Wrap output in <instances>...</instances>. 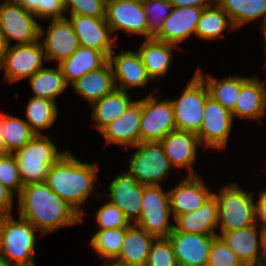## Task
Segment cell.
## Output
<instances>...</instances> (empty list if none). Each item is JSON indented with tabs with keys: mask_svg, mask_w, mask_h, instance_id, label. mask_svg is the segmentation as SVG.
Segmentation results:
<instances>
[{
	"mask_svg": "<svg viewBox=\"0 0 266 266\" xmlns=\"http://www.w3.org/2000/svg\"><path fill=\"white\" fill-rule=\"evenodd\" d=\"M0 266H12V265L0 254Z\"/></svg>",
	"mask_w": 266,
	"mask_h": 266,
	"instance_id": "51",
	"label": "cell"
},
{
	"mask_svg": "<svg viewBox=\"0 0 266 266\" xmlns=\"http://www.w3.org/2000/svg\"><path fill=\"white\" fill-rule=\"evenodd\" d=\"M160 143L173 167L187 169L188 176L198 175L192 166L196 162L197 147L201 146L197 134L175 130L168 133Z\"/></svg>",
	"mask_w": 266,
	"mask_h": 266,
	"instance_id": "22",
	"label": "cell"
},
{
	"mask_svg": "<svg viewBox=\"0 0 266 266\" xmlns=\"http://www.w3.org/2000/svg\"><path fill=\"white\" fill-rule=\"evenodd\" d=\"M36 231L23 218L0 215V254L12 266H35Z\"/></svg>",
	"mask_w": 266,
	"mask_h": 266,
	"instance_id": "3",
	"label": "cell"
},
{
	"mask_svg": "<svg viewBox=\"0 0 266 266\" xmlns=\"http://www.w3.org/2000/svg\"><path fill=\"white\" fill-rule=\"evenodd\" d=\"M130 157L128 172L144 186L161 185L173 166L160 142H141Z\"/></svg>",
	"mask_w": 266,
	"mask_h": 266,
	"instance_id": "7",
	"label": "cell"
},
{
	"mask_svg": "<svg viewBox=\"0 0 266 266\" xmlns=\"http://www.w3.org/2000/svg\"><path fill=\"white\" fill-rule=\"evenodd\" d=\"M69 20L82 47L101 51L108 58L116 42L105 18L70 15Z\"/></svg>",
	"mask_w": 266,
	"mask_h": 266,
	"instance_id": "17",
	"label": "cell"
},
{
	"mask_svg": "<svg viewBox=\"0 0 266 266\" xmlns=\"http://www.w3.org/2000/svg\"><path fill=\"white\" fill-rule=\"evenodd\" d=\"M35 13L27 10L20 3L3 2L0 5V28L8 46L11 40L16 44H30L40 39V24Z\"/></svg>",
	"mask_w": 266,
	"mask_h": 266,
	"instance_id": "9",
	"label": "cell"
},
{
	"mask_svg": "<svg viewBox=\"0 0 266 266\" xmlns=\"http://www.w3.org/2000/svg\"><path fill=\"white\" fill-rule=\"evenodd\" d=\"M71 86L74 88V92L84 98L89 105L111 94L116 89L112 69L108 61L99 69L83 75Z\"/></svg>",
	"mask_w": 266,
	"mask_h": 266,
	"instance_id": "27",
	"label": "cell"
},
{
	"mask_svg": "<svg viewBox=\"0 0 266 266\" xmlns=\"http://www.w3.org/2000/svg\"><path fill=\"white\" fill-rule=\"evenodd\" d=\"M110 202L118 206L131 224L140 216L143 185L129 173L118 174L109 184Z\"/></svg>",
	"mask_w": 266,
	"mask_h": 266,
	"instance_id": "20",
	"label": "cell"
},
{
	"mask_svg": "<svg viewBox=\"0 0 266 266\" xmlns=\"http://www.w3.org/2000/svg\"><path fill=\"white\" fill-rule=\"evenodd\" d=\"M255 202V222L261 221L259 227H266V189L259 191V198Z\"/></svg>",
	"mask_w": 266,
	"mask_h": 266,
	"instance_id": "46",
	"label": "cell"
},
{
	"mask_svg": "<svg viewBox=\"0 0 266 266\" xmlns=\"http://www.w3.org/2000/svg\"><path fill=\"white\" fill-rule=\"evenodd\" d=\"M57 148L49 136L36 134L14 153L23 186L45 182L49 168L67 151L59 152Z\"/></svg>",
	"mask_w": 266,
	"mask_h": 266,
	"instance_id": "5",
	"label": "cell"
},
{
	"mask_svg": "<svg viewBox=\"0 0 266 266\" xmlns=\"http://www.w3.org/2000/svg\"><path fill=\"white\" fill-rule=\"evenodd\" d=\"M203 10L204 8L196 6L173 7L162 24L161 32L154 39L179 46L183 40L195 35Z\"/></svg>",
	"mask_w": 266,
	"mask_h": 266,
	"instance_id": "21",
	"label": "cell"
},
{
	"mask_svg": "<svg viewBox=\"0 0 266 266\" xmlns=\"http://www.w3.org/2000/svg\"><path fill=\"white\" fill-rule=\"evenodd\" d=\"M260 235H261V249L262 255L264 257V261L266 262V227H260Z\"/></svg>",
	"mask_w": 266,
	"mask_h": 266,
	"instance_id": "50",
	"label": "cell"
},
{
	"mask_svg": "<svg viewBox=\"0 0 266 266\" xmlns=\"http://www.w3.org/2000/svg\"><path fill=\"white\" fill-rule=\"evenodd\" d=\"M18 212L20 218L40 230L41 236L81 223V215L45 182L30 183L22 187L18 196Z\"/></svg>",
	"mask_w": 266,
	"mask_h": 266,
	"instance_id": "1",
	"label": "cell"
},
{
	"mask_svg": "<svg viewBox=\"0 0 266 266\" xmlns=\"http://www.w3.org/2000/svg\"><path fill=\"white\" fill-rule=\"evenodd\" d=\"M126 228L98 229L90 239V246L102 259L115 261L120 253L125 238Z\"/></svg>",
	"mask_w": 266,
	"mask_h": 266,
	"instance_id": "36",
	"label": "cell"
},
{
	"mask_svg": "<svg viewBox=\"0 0 266 266\" xmlns=\"http://www.w3.org/2000/svg\"><path fill=\"white\" fill-rule=\"evenodd\" d=\"M8 49V44L7 41L5 39V35L3 34L1 28H0V71H1V66L3 63V60L5 58V54L7 52Z\"/></svg>",
	"mask_w": 266,
	"mask_h": 266,
	"instance_id": "48",
	"label": "cell"
},
{
	"mask_svg": "<svg viewBox=\"0 0 266 266\" xmlns=\"http://www.w3.org/2000/svg\"><path fill=\"white\" fill-rule=\"evenodd\" d=\"M47 33V34H46ZM47 61H57L58 65L69 58L81 45L74 31L73 25L66 17L51 19L45 32L40 26V40Z\"/></svg>",
	"mask_w": 266,
	"mask_h": 266,
	"instance_id": "14",
	"label": "cell"
},
{
	"mask_svg": "<svg viewBox=\"0 0 266 266\" xmlns=\"http://www.w3.org/2000/svg\"><path fill=\"white\" fill-rule=\"evenodd\" d=\"M145 266H179L168 237L155 238Z\"/></svg>",
	"mask_w": 266,
	"mask_h": 266,
	"instance_id": "40",
	"label": "cell"
},
{
	"mask_svg": "<svg viewBox=\"0 0 266 266\" xmlns=\"http://www.w3.org/2000/svg\"><path fill=\"white\" fill-rule=\"evenodd\" d=\"M171 214L168 191H163L161 185H143L141 213L134 225L156 238L168 237L174 229L169 223Z\"/></svg>",
	"mask_w": 266,
	"mask_h": 266,
	"instance_id": "8",
	"label": "cell"
},
{
	"mask_svg": "<svg viewBox=\"0 0 266 266\" xmlns=\"http://www.w3.org/2000/svg\"><path fill=\"white\" fill-rule=\"evenodd\" d=\"M42 40L30 44H14L8 46L1 69H4L6 79L14 83L32 77L37 71L44 68L46 60L45 52L41 44Z\"/></svg>",
	"mask_w": 266,
	"mask_h": 266,
	"instance_id": "11",
	"label": "cell"
},
{
	"mask_svg": "<svg viewBox=\"0 0 266 266\" xmlns=\"http://www.w3.org/2000/svg\"><path fill=\"white\" fill-rule=\"evenodd\" d=\"M107 61L108 58L101 51L80 46L59 66L62 69L66 84L71 86L83 75L99 69Z\"/></svg>",
	"mask_w": 266,
	"mask_h": 266,
	"instance_id": "29",
	"label": "cell"
},
{
	"mask_svg": "<svg viewBox=\"0 0 266 266\" xmlns=\"http://www.w3.org/2000/svg\"><path fill=\"white\" fill-rule=\"evenodd\" d=\"M28 79L34 92V97L47 98L54 102H56L55 98L68 87L59 65L57 69L44 67Z\"/></svg>",
	"mask_w": 266,
	"mask_h": 266,
	"instance_id": "33",
	"label": "cell"
},
{
	"mask_svg": "<svg viewBox=\"0 0 266 266\" xmlns=\"http://www.w3.org/2000/svg\"><path fill=\"white\" fill-rule=\"evenodd\" d=\"M213 195L218 206V236L224 231L248 228L256 224L253 192L245 191L238 183L231 182Z\"/></svg>",
	"mask_w": 266,
	"mask_h": 266,
	"instance_id": "4",
	"label": "cell"
},
{
	"mask_svg": "<svg viewBox=\"0 0 266 266\" xmlns=\"http://www.w3.org/2000/svg\"><path fill=\"white\" fill-rule=\"evenodd\" d=\"M134 102L131 94L126 91L115 89L111 94L93 102L91 118L95 127L100 132L105 126L120 117Z\"/></svg>",
	"mask_w": 266,
	"mask_h": 266,
	"instance_id": "30",
	"label": "cell"
},
{
	"mask_svg": "<svg viewBox=\"0 0 266 266\" xmlns=\"http://www.w3.org/2000/svg\"><path fill=\"white\" fill-rule=\"evenodd\" d=\"M168 193L173 218L199 209L213 195L199 175H187Z\"/></svg>",
	"mask_w": 266,
	"mask_h": 266,
	"instance_id": "19",
	"label": "cell"
},
{
	"mask_svg": "<svg viewBox=\"0 0 266 266\" xmlns=\"http://www.w3.org/2000/svg\"><path fill=\"white\" fill-rule=\"evenodd\" d=\"M113 53L114 51L109 54L108 62L112 69L116 89L127 92L131 88L145 87L148 82L152 81L137 50Z\"/></svg>",
	"mask_w": 266,
	"mask_h": 266,
	"instance_id": "16",
	"label": "cell"
},
{
	"mask_svg": "<svg viewBox=\"0 0 266 266\" xmlns=\"http://www.w3.org/2000/svg\"><path fill=\"white\" fill-rule=\"evenodd\" d=\"M217 4L236 29L261 17V28L266 26V0H217Z\"/></svg>",
	"mask_w": 266,
	"mask_h": 266,
	"instance_id": "32",
	"label": "cell"
},
{
	"mask_svg": "<svg viewBox=\"0 0 266 266\" xmlns=\"http://www.w3.org/2000/svg\"><path fill=\"white\" fill-rule=\"evenodd\" d=\"M142 4L147 18V39L155 38L173 6L169 0H142Z\"/></svg>",
	"mask_w": 266,
	"mask_h": 266,
	"instance_id": "38",
	"label": "cell"
},
{
	"mask_svg": "<svg viewBox=\"0 0 266 266\" xmlns=\"http://www.w3.org/2000/svg\"><path fill=\"white\" fill-rule=\"evenodd\" d=\"M3 2H14V3H20L21 0H5Z\"/></svg>",
	"mask_w": 266,
	"mask_h": 266,
	"instance_id": "53",
	"label": "cell"
},
{
	"mask_svg": "<svg viewBox=\"0 0 266 266\" xmlns=\"http://www.w3.org/2000/svg\"><path fill=\"white\" fill-rule=\"evenodd\" d=\"M27 124L36 134L49 129L56 122L58 108L56 102L41 97L32 96L26 107Z\"/></svg>",
	"mask_w": 266,
	"mask_h": 266,
	"instance_id": "35",
	"label": "cell"
},
{
	"mask_svg": "<svg viewBox=\"0 0 266 266\" xmlns=\"http://www.w3.org/2000/svg\"><path fill=\"white\" fill-rule=\"evenodd\" d=\"M0 183L13 194L21 193L22 181L20 178L18 162L14 154H0Z\"/></svg>",
	"mask_w": 266,
	"mask_h": 266,
	"instance_id": "39",
	"label": "cell"
},
{
	"mask_svg": "<svg viewBox=\"0 0 266 266\" xmlns=\"http://www.w3.org/2000/svg\"><path fill=\"white\" fill-rule=\"evenodd\" d=\"M266 110V86L257 76H251L238 95L233 117L261 120Z\"/></svg>",
	"mask_w": 266,
	"mask_h": 266,
	"instance_id": "24",
	"label": "cell"
},
{
	"mask_svg": "<svg viewBox=\"0 0 266 266\" xmlns=\"http://www.w3.org/2000/svg\"><path fill=\"white\" fill-rule=\"evenodd\" d=\"M141 117L142 99L135 100L120 117L100 131L106 144L122 145L126 149L140 144Z\"/></svg>",
	"mask_w": 266,
	"mask_h": 266,
	"instance_id": "18",
	"label": "cell"
},
{
	"mask_svg": "<svg viewBox=\"0 0 266 266\" xmlns=\"http://www.w3.org/2000/svg\"><path fill=\"white\" fill-rule=\"evenodd\" d=\"M207 266H244L236 253L220 237L213 239Z\"/></svg>",
	"mask_w": 266,
	"mask_h": 266,
	"instance_id": "43",
	"label": "cell"
},
{
	"mask_svg": "<svg viewBox=\"0 0 266 266\" xmlns=\"http://www.w3.org/2000/svg\"><path fill=\"white\" fill-rule=\"evenodd\" d=\"M169 1L173 7L196 6V7L206 8L217 3V0H169Z\"/></svg>",
	"mask_w": 266,
	"mask_h": 266,
	"instance_id": "47",
	"label": "cell"
},
{
	"mask_svg": "<svg viewBox=\"0 0 266 266\" xmlns=\"http://www.w3.org/2000/svg\"><path fill=\"white\" fill-rule=\"evenodd\" d=\"M3 134L5 151L10 154H14L21 149L36 135L26 120L7 115V113L4 114Z\"/></svg>",
	"mask_w": 266,
	"mask_h": 266,
	"instance_id": "37",
	"label": "cell"
},
{
	"mask_svg": "<svg viewBox=\"0 0 266 266\" xmlns=\"http://www.w3.org/2000/svg\"><path fill=\"white\" fill-rule=\"evenodd\" d=\"M196 73L206 83L210 97L221 104L223 107L232 112L235 109L236 101L241 90V86L250 78L239 75L228 76L223 79H217L211 75L206 78L200 68H197Z\"/></svg>",
	"mask_w": 266,
	"mask_h": 266,
	"instance_id": "31",
	"label": "cell"
},
{
	"mask_svg": "<svg viewBox=\"0 0 266 266\" xmlns=\"http://www.w3.org/2000/svg\"><path fill=\"white\" fill-rule=\"evenodd\" d=\"M174 229L179 232L196 234H217L218 206L214 195L197 210L174 218Z\"/></svg>",
	"mask_w": 266,
	"mask_h": 266,
	"instance_id": "25",
	"label": "cell"
},
{
	"mask_svg": "<svg viewBox=\"0 0 266 266\" xmlns=\"http://www.w3.org/2000/svg\"><path fill=\"white\" fill-rule=\"evenodd\" d=\"M257 226L255 224L248 228L224 231L220 235L244 266H262L265 263Z\"/></svg>",
	"mask_w": 266,
	"mask_h": 266,
	"instance_id": "23",
	"label": "cell"
},
{
	"mask_svg": "<svg viewBox=\"0 0 266 266\" xmlns=\"http://www.w3.org/2000/svg\"><path fill=\"white\" fill-rule=\"evenodd\" d=\"M227 27L235 29L228 14L216 3L204 8L195 35L204 40H217Z\"/></svg>",
	"mask_w": 266,
	"mask_h": 266,
	"instance_id": "34",
	"label": "cell"
},
{
	"mask_svg": "<svg viewBox=\"0 0 266 266\" xmlns=\"http://www.w3.org/2000/svg\"><path fill=\"white\" fill-rule=\"evenodd\" d=\"M155 236L131 224L126 228L121 253L114 261L124 266H145Z\"/></svg>",
	"mask_w": 266,
	"mask_h": 266,
	"instance_id": "26",
	"label": "cell"
},
{
	"mask_svg": "<svg viewBox=\"0 0 266 266\" xmlns=\"http://www.w3.org/2000/svg\"><path fill=\"white\" fill-rule=\"evenodd\" d=\"M64 13L105 18L106 0H63Z\"/></svg>",
	"mask_w": 266,
	"mask_h": 266,
	"instance_id": "44",
	"label": "cell"
},
{
	"mask_svg": "<svg viewBox=\"0 0 266 266\" xmlns=\"http://www.w3.org/2000/svg\"><path fill=\"white\" fill-rule=\"evenodd\" d=\"M209 96L206 83L195 72L181 96L171 100L177 130L199 133L205 102Z\"/></svg>",
	"mask_w": 266,
	"mask_h": 266,
	"instance_id": "6",
	"label": "cell"
},
{
	"mask_svg": "<svg viewBox=\"0 0 266 266\" xmlns=\"http://www.w3.org/2000/svg\"><path fill=\"white\" fill-rule=\"evenodd\" d=\"M217 234L179 232L168 235L179 266H207L210 248Z\"/></svg>",
	"mask_w": 266,
	"mask_h": 266,
	"instance_id": "15",
	"label": "cell"
},
{
	"mask_svg": "<svg viewBox=\"0 0 266 266\" xmlns=\"http://www.w3.org/2000/svg\"><path fill=\"white\" fill-rule=\"evenodd\" d=\"M176 123L171 99L159 101L151 94L142 99L140 143L160 142L168 133L175 131Z\"/></svg>",
	"mask_w": 266,
	"mask_h": 266,
	"instance_id": "10",
	"label": "cell"
},
{
	"mask_svg": "<svg viewBox=\"0 0 266 266\" xmlns=\"http://www.w3.org/2000/svg\"><path fill=\"white\" fill-rule=\"evenodd\" d=\"M233 120V114L209 96L203 110L201 129L197 134L201 146L217 150L226 148Z\"/></svg>",
	"mask_w": 266,
	"mask_h": 266,
	"instance_id": "12",
	"label": "cell"
},
{
	"mask_svg": "<svg viewBox=\"0 0 266 266\" xmlns=\"http://www.w3.org/2000/svg\"><path fill=\"white\" fill-rule=\"evenodd\" d=\"M174 48L180 49L177 45L161 42L154 38L144 39L137 52L151 80L160 76L164 77L167 74L172 59H174Z\"/></svg>",
	"mask_w": 266,
	"mask_h": 266,
	"instance_id": "28",
	"label": "cell"
},
{
	"mask_svg": "<svg viewBox=\"0 0 266 266\" xmlns=\"http://www.w3.org/2000/svg\"><path fill=\"white\" fill-rule=\"evenodd\" d=\"M14 194L0 183V215H10L13 210Z\"/></svg>",
	"mask_w": 266,
	"mask_h": 266,
	"instance_id": "45",
	"label": "cell"
},
{
	"mask_svg": "<svg viewBox=\"0 0 266 266\" xmlns=\"http://www.w3.org/2000/svg\"><path fill=\"white\" fill-rule=\"evenodd\" d=\"M4 114L0 113V154H6L3 134Z\"/></svg>",
	"mask_w": 266,
	"mask_h": 266,
	"instance_id": "49",
	"label": "cell"
},
{
	"mask_svg": "<svg viewBox=\"0 0 266 266\" xmlns=\"http://www.w3.org/2000/svg\"><path fill=\"white\" fill-rule=\"evenodd\" d=\"M105 19L111 32L122 31L147 39V18L142 0H106Z\"/></svg>",
	"mask_w": 266,
	"mask_h": 266,
	"instance_id": "13",
	"label": "cell"
},
{
	"mask_svg": "<svg viewBox=\"0 0 266 266\" xmlns=\"http://www.w3.org/2000/svg\"><path fill=\"white\" fill-rule=\"evenodd\" d=\"M261 31L263 32V36H264L263 42H264L265 46L263 49H265V56H266V26L262 27ZM265 70H266V61H265Z\"/></svg>",
	"mask_w": 266,
	"mask_h": 266,
	"instance_id": "52",
	"label": "cell"
},
{
	"mask_svg": "<svg viewBox=\"0 0 266 266\" xmlns=\"http://www.w3.org/2000/svg\"><path fill=\"white\" fill-rule=\"evenodd\" d=\"M97 164L81 162L70 150L66 151L50 168L45 183L59 197L72 206L83 223L84 211L80 206L94 194Z\"/></svg>",
	"mask_w": 266,
	"mask_h": 266,
	"instance_id": "2",
	"label": "cell"
},
{
	"mask_svg": "<svg viewBox=\"0 0 266 266\" xmlns=\"http://www.w3.org/2000/svg\"><path fill=\"white\" fill-rule=\"evenodd\" d=\"M20 4L35 13L37 19H60L65 17L63 0H21Z\"/></svg>",
	"mask_w": 266,
	"mask_h": 266,
	"instance_id": "42",
	"label": "cell"
},
{
	"mask_svg": "<svg viewBox=\"0 0 266 266\" xmlns=\"http://www.w3.org/2000/svg\"><path fill=\"white\" fill-rule=\"evenodd\" d=\"M94 216L98 229L127 228L131 225L122 210L110 201L101 205Z\"/></svg>",
	"mask_w": 266,
	"mask_h": 266,
	"instance_id": "41",
	"label": "cell"
}]
</instances>
